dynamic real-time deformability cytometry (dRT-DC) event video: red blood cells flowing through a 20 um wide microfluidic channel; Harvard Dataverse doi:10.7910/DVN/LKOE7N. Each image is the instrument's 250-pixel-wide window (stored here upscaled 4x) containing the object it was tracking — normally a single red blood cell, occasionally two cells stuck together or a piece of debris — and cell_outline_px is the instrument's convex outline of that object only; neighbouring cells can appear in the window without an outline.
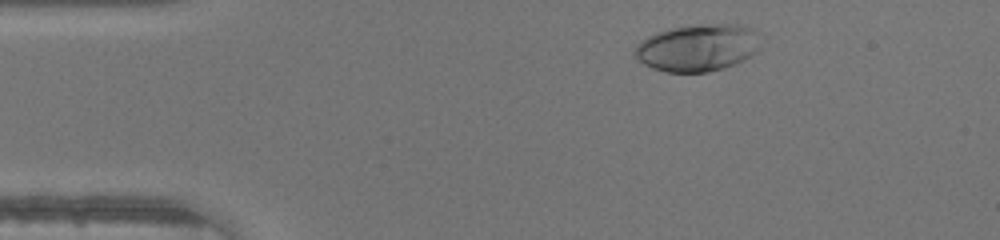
{"species": "human", "species_latin": "Homo sapiens", "temperature_condition": "warm", "stored_images_in_passage": 36, "camera_frame_rate_fps": 3000, "um_per_image_px": 0.085, "donor": {"sex": "male"}, "frame": {"image": 1, "passage_image": 4, "time_ms": 1.0, "image_size_px": [1000, 240], "cell_outline_px": [[760, 48], [744, 60], [736, 64], [724, 68], [708, 72], [664, 72], [652, 68], [644, 64], [632, 52], [636, 44], [640, 40], [656, 32], [668, 28], [708, 24], [740, 24], [752, 28], [760, 32]], "centroid_in_image_um": [59.32, 4.05], "position_along_channel_um": 25.7, "area_um2": 35.03}}
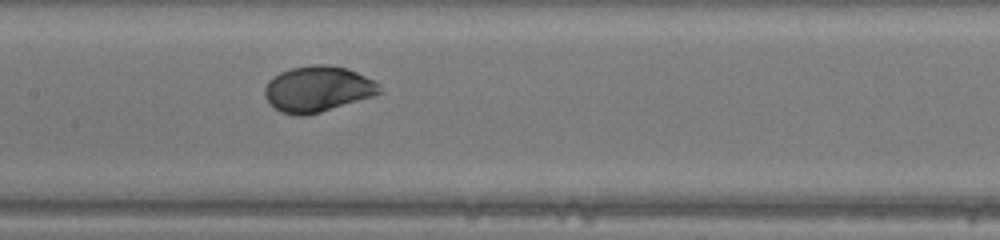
{"frame": {"image": 2, "passage_image": 19, "time_ms": 6.0, "image_size_px": [1000, 240], "cell_outline_px": [[384, 92], [376, 96], [320, 112], [304, 116], [296, 116], [280, 112], [264, 96], [264, 88], [268, 80], [272, 76], [288, 68], [312, 64], [328, 64], [348, 68], [380, 84]], "centroid_in_image_um": [27.02, 7.56], "position_along_channel_um": 180.4, "area_um2": 31.1}}
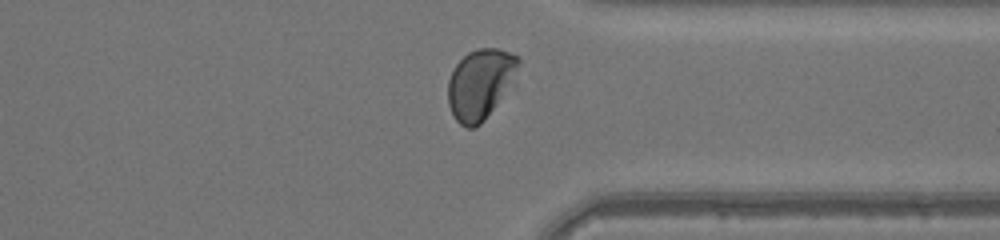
{"frame": {"image": 3, "passage_image": 32, "time_ms": 10.333, "image_size_px": [1000, 240], "cell_outline_px": [[520, 60], [492, 108], [484, 120], [476, 128], [468, 128], [460, 124], [452, 116], [448, 104], [448, 80], [456, 64], [468, 52], [476, 48], [500, 48], [520, 56]], "centroid_in_image_um": [40.71, 7.12], "position_along_channel_um": 370.7, "area_um2": 27.63}}